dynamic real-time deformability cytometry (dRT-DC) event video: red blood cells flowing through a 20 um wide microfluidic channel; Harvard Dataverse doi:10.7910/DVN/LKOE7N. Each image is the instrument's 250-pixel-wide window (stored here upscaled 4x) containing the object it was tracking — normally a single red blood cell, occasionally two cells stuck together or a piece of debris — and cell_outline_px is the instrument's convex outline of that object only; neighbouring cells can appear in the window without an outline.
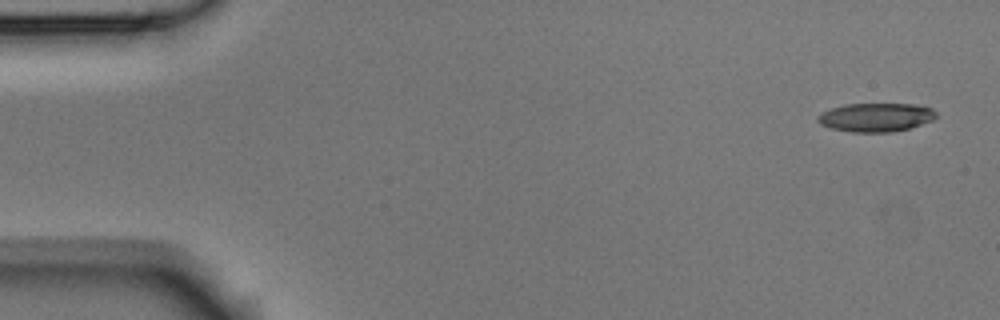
{"species": "Egyptian fruit bat (a non-hibernating species)", "species_latin": "Rousettus aegyptiacus", "temperature_condition": "room temperature", "stored_images_in_passage": 6, "camera_frame_rate_fps": 3000, "um_per_image_px": 0.085, "animal": {"sex": "male"}, "frame": {"image": 1, "passage_image": 1, "time_ms": 0.0, "image_size_px": [1000, 320], "cell_outline_px": [[936, 116], [932, 120], [908, 128], [892, 132], [852, 132], [832, 128], [820, 124], [816, 120], [816, 116], [820, 112], [832, 108], [848, 104], [916, 104], [932, 108], [936, 112]], "centroid_in_image_um": [74.42, 9.97], "position_along_channel_um": 10.6, "area_um2": 19.71}}
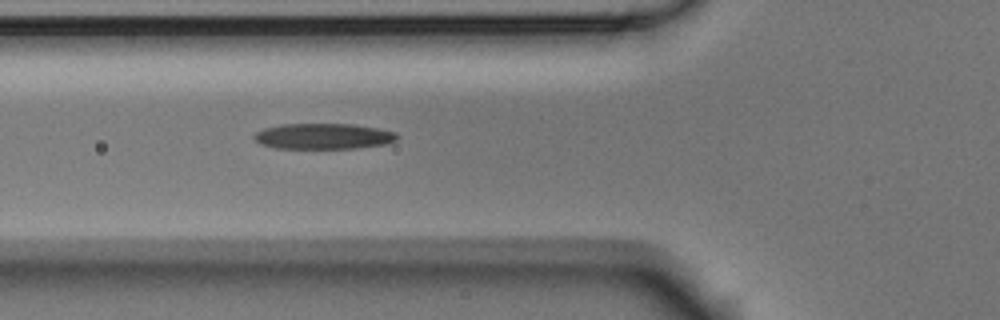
{"frame": {"image": 2, "passage_image": 6, "time_ms": 1.667, "image_size_px": [1000, 320], "cell_outline_px": [[400, 136], [396, 140], [388, 144], [356, 148], [276, 148], [260, 144], [252, 136], [256, 132], [264, 128], [284, 124], [356, 124], [396, 132]], "centroid_in_image_um": [27.52, 11.58], "position_along_channel_um": 98.3, "area_um2": 21.5}}